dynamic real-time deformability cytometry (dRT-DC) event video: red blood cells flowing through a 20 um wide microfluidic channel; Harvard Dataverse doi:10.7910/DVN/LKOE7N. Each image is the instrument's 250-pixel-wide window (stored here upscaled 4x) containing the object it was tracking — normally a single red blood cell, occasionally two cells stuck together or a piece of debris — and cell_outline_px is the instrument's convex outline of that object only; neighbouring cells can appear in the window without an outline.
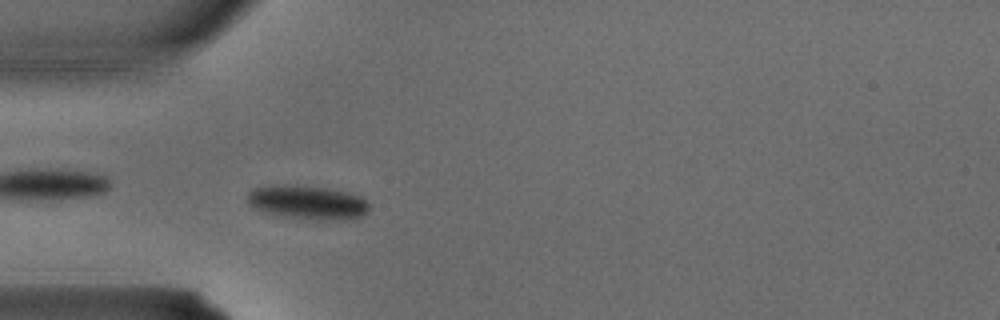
{"species": "common noctule bat (a hibernating species)", "species_latin": "Nyctalus noctula", "temperature_condition": "warm", "stored_images_in_passage": 2, "camera_frame_rate_fps": 3000, "um_per_image_px": 0.085, "animal": {"sex": "male", "body_mass_g": 15.6}, "frame": {"image": 1, "passage_image": 2, "time_ms": 0.333, "image_size_px": [1000, 320], "cell_outline_px": [[368, 212], [352, 220], [316, 220], [276, 216], [256, 208], [248, 204], [248, 192], [252, 188], [268, 184], [296, 184], [328, 188], [348, 192], [360, 196], [368, 200]], "centroid_in_image_um": [26.13, 17.19], "position_along_channel_um": 58.9, "area_um2": 24.8}}